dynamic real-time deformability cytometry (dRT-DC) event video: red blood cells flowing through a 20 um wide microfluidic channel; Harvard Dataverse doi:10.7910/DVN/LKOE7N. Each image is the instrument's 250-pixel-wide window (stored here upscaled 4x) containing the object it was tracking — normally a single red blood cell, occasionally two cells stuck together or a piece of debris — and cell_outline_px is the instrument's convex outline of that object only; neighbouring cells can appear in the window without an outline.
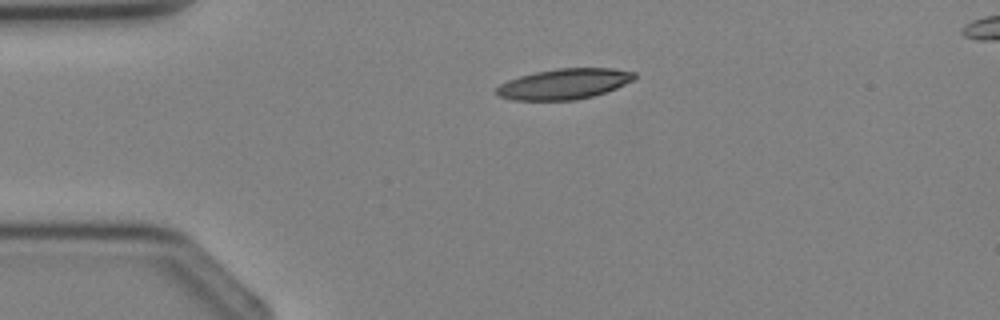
{"species": "Egyptian fruit bat (a non-hibernating species)", "species_latin": "Rousettus aegyptiacus", "temperature_condition": "cold", "stored_images_in_passage": 2, "camera_frame_rate_fps": 3000, "um_per_image_px": 0.085, "animal": {"sex": "female"}, "frame": {"image": 1, "passage_image": 1, "time_ms": 0.0, "image_size_px": [1000, 320], "cell_outline_px": [[636, 76], [632, 80], [616, 88], [592, 96], [576, 100], [512, 100], [500, 96], [496, 92], [496, 88], [500, 84], [508, 80], [520, 76], [536, 72], [556, 68], [612, 68], [636, 72]], "centroid_in_image_um": [47.95, 7.13], "position_along_channel_um": 37.1, "area_um2": 24.39}}